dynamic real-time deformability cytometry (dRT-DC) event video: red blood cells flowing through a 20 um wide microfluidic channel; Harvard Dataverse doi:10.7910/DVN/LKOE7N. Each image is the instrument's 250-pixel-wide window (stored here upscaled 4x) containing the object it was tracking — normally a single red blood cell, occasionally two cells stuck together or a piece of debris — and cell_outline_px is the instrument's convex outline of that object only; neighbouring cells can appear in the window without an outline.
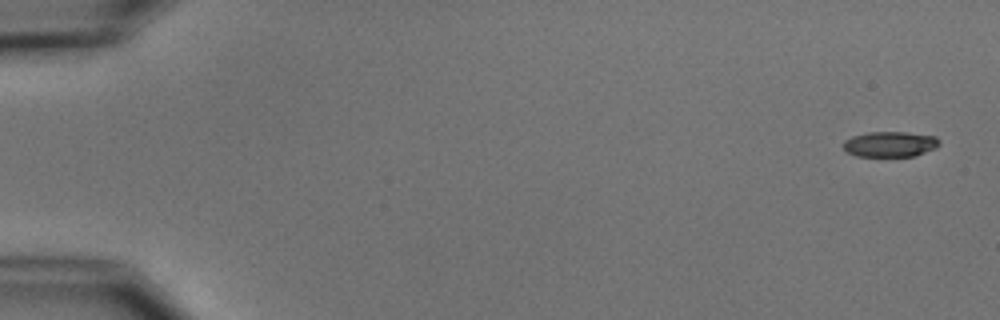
{"species": "common noctule bat (a hibernating species)", "species_latin": "Nyctalus noctula", "temperature_condition": "cold", "stored_images_in_passage": 6, "camera_frame_rate_fps": 3000, "um_per_image_px": 0.085, "animal": {"sex": "male", "body_mass_g": 15.6}, "frame": {"image": 1, "passage_image": 1, "time_ms": 0.0, "image_size_px": [1000, 320], "cell_outline_px": [[940, 144], [936, 148], [916, 156], [856, 156], [848, 152], [840, 144], [844, 140], [852, 136], [868, 132], [904, 132], [936, 136], [940, 140]], "centroid_in_image_um": [75.66, 12.25], "position_along_channel_um": 9.3, "area_um2": 14.39}}
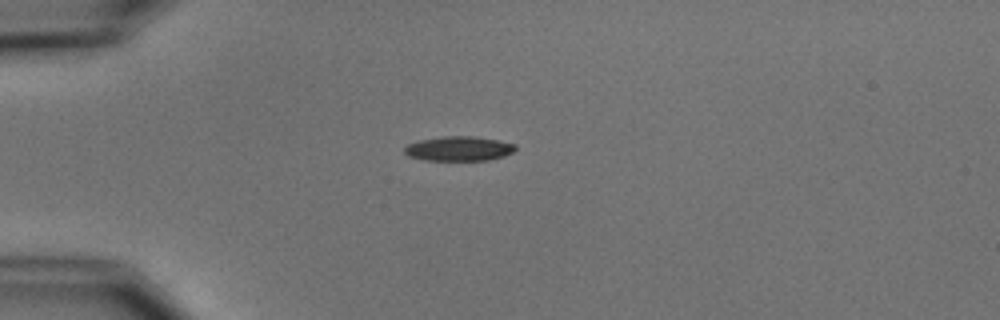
{"frame": {"image": 2, "passage_image": 4, "time_ms": 4.333, "image_size_px": [1000, 320], "cell_outline_px": [[516, 148], [512, 152], [504, 156], [488, 160], [424, 160], [408, 156], [404, 152], [404, 148], [408, 144], [420, 140], [444, 136], [476, 136], [516, 144]], "centroid_in_image_um": [39.0, 12.63], "position_along_channel_um": 46.0, "area_um2": 15.84}}